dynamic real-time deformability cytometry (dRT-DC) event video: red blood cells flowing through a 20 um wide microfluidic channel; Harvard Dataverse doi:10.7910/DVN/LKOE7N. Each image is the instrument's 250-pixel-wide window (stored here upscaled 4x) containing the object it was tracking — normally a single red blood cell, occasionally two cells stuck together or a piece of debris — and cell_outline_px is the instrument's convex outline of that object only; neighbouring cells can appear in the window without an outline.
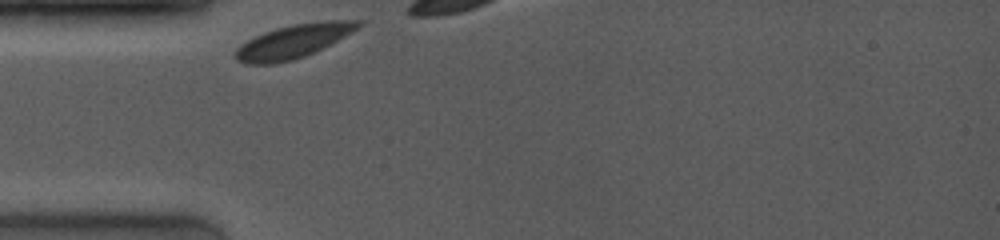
{"species": "common noctule bat (a hibernating species)", "species_latin": "Nyctalus noctula", "temperature_condition": "room temperature", "stored_images_in_passage": 2, "camera_frame_rate_fps": 4000, "um_per_image_px": 0.085, "animal": {"sex": "female", "body_mass_g": 19.0, "forearm_length_mm": 53.3}, "frame": {"image": 1, "passage_image": 1, "time_ms": 0.0, "image_size_px": [1000, 240], "cell_outline_px": [[364, 20], [356, 28], [344, 36], [304, 56], [292, 60], [272, 64], [244, 64], [236, 60], [232, 56], [236, 48], [240, 44], [264, 32], [276, 28], [292, 24], [328, 20]], "centroid_in_image_um": [24.84, 3.52], "position_along_channel_um": 60.2, "area_um2": 23.7}}